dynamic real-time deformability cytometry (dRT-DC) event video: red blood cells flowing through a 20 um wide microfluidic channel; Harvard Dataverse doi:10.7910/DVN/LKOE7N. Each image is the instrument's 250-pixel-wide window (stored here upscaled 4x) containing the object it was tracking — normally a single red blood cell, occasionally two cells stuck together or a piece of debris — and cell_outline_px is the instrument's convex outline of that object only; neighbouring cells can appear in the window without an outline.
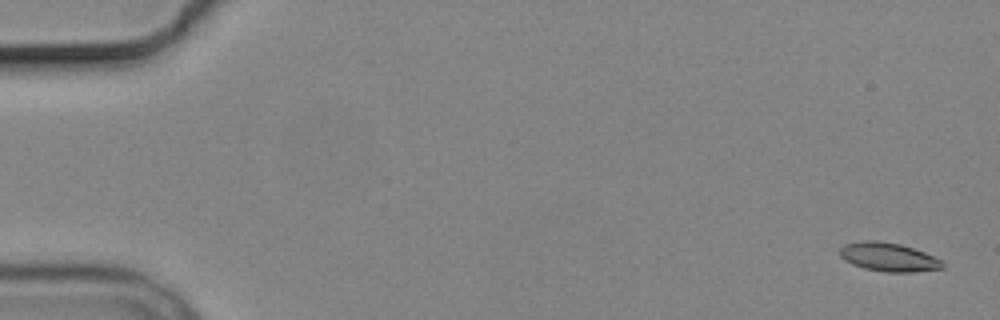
{"species": "common noctule bat (a hibernating species)", "species_latin": "Nyctalus noctula", "temperature_condition": "cold", "stored_images_in_passage": 7, "camera_frame_rate_fps": 3000, "um_per_image_px": 0.085, "animal": {"sex": "male", "body_mass_g": 19.2, "forearm_length_mm": 51.8}, "frame": {"image": 1, "passage_image": 1, "time_ms": 0.0, "image_size_px": [1000, 320], "cell_outline_px": [[944, 268], [912, 272], [888, 272], [864, 268], [852, 264], [844, 260], [840, 256], [840, 248], [844, 244], [860, 240], [876, 240], [900, 244], [924, 252], [940, 260], [944, 264]], "centroid_in_image_um": [75.49, 21.84], "position_along_channel_um": 9.5, "area_um2": 17.11}}
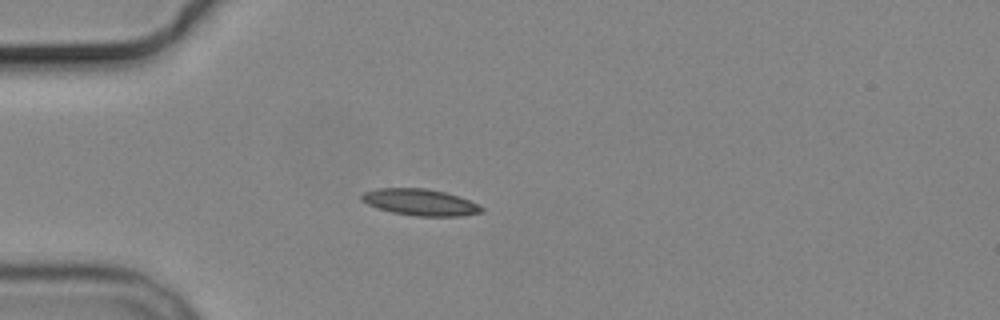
{"frame": {"image": 2, "passage_image": 5, "time_ms": 4.667, "image_size_px": [1000, 320], "cell_outline_px": [[484, 212], [460, 216], [416, 216], [392, 212], [368, 204], [360, 200], [360, 196], [364, 192], [376, 188], [424, 188], [444, 192], [468, 200], [484, 208]], "centroid_in_image_um": [35.69, 17.19], "position_along_channel_um": 49.3, "area_um2": 18.32}}
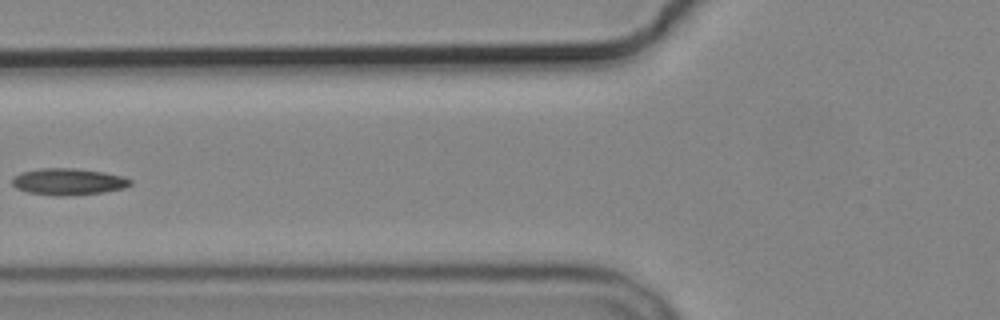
{"frame": {"image": 3, "passage_image": 7, "time_ms": 7.0, "image_size_px": [1000, 320], "cell_outline_px": [[132, 184], [124, 188], [104, 192], [72, 196], [56, 196], [28, 192], [16, 188], [12, 184], [12, 176], [20, 172], [40, 168], [76, 168], [104, 172], [124, 176], [132, 180]], "centroid_in_image_um": [5.81, 15.44], "position_along_channel_um": 120.0, "area_um2": 18.67}}